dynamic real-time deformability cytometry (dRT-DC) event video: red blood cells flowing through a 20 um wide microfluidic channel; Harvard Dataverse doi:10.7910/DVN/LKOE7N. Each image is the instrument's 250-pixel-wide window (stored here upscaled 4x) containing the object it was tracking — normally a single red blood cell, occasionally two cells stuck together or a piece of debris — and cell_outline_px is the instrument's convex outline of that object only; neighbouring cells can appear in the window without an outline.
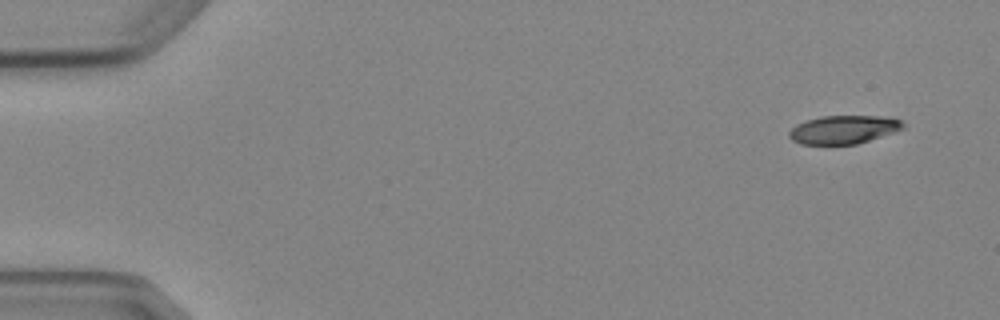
{"species": "Egyptian fruit bat (a non-hibernating species)", "species_latin": "Rousettus aegyptiacus", "temperature_condition": "cold", "stored_images_in_passage": 5, "segment_of_instrument_passage": [1, 2], "camera_frame_rate_fps": 3000, "um_per_image_px": 0.085, "animal": {"sex": "female"}, "frame": {"image": 1, "passage_image": 1, "time_ms": 0.0, "image_size_px": [1000, 320], "cell_outline_px": [[904, 128], [856, 144], [800, 144], [792, 140], [788, 136], [788, 132], [796, 124], [820, 116], [892, 116], [904, 120]], "centroid_in_image_um": [71.71, 11.0], "position_along_channel_um": 13.3, "area_um2": 18.84}}
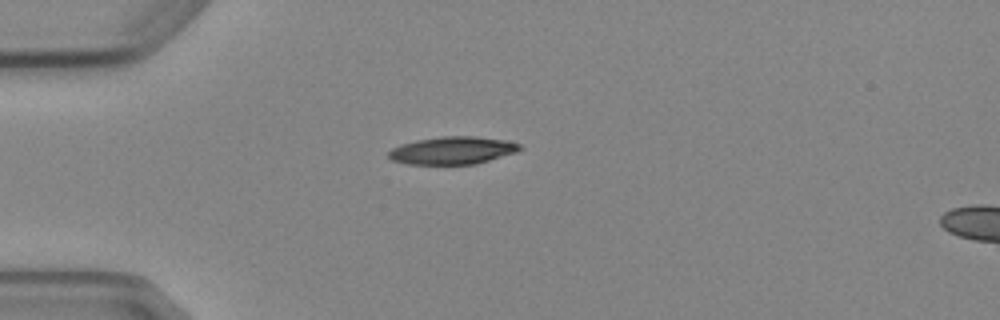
{"frame": {"image": 2, "passage_image": 4, "time_ms": 3.667, "image_size_px": [1000, 320], "cell_outline_px": [[524, 148], [516, 152], [476, 164], [408, 164], [392, 160], [388, 156], [388, 152], [392, 148], [400, 144], [416, 140], [440, 136], [476, 136], [508, 140], [520, 144]], "centroid_in_image_um": [38.48, 12.77], "position_along_channel_um": 46.5, "area_um2": 21.27}}